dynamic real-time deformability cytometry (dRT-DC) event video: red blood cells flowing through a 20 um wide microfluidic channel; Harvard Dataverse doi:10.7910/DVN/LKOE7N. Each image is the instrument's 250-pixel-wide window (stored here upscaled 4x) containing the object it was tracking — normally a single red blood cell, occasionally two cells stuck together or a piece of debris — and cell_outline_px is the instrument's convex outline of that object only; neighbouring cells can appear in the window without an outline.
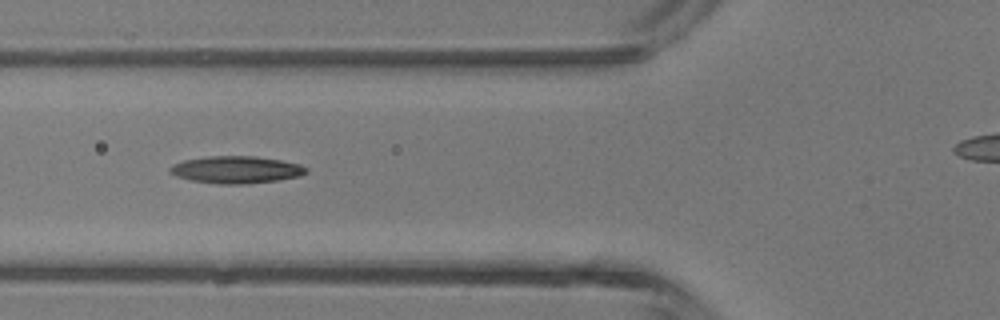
{"species": "common noctule bat (a hibernating species)", "species_latin": "Nyctalus noctula", "temperature_condition": "room temperature", "stored_images_in_passage": 5, "camera_frame_rate_fps": 3000, "um_per_image_px": 0.085, "animal": {"sex": "male", "body_mass_g": 13.3}, "frame": {"image": 1, "passage_image": 4, "time_ms": 3.333, "image_size_px": [1000, 320], "cell_outline_px": [[308, 172], [300, 176], [276, 180], [240, 184], [220, 184], [192, 180], [176, 176], [168, 172], [168, 168], [184, 160], [208, 156], [256, 156], [280, 160], [300, 164], [308, 168]], "centroid_in_image_um": [20.09, 14.42], "position_along_channel_um": 105.7, "area_um2": 21.44}}